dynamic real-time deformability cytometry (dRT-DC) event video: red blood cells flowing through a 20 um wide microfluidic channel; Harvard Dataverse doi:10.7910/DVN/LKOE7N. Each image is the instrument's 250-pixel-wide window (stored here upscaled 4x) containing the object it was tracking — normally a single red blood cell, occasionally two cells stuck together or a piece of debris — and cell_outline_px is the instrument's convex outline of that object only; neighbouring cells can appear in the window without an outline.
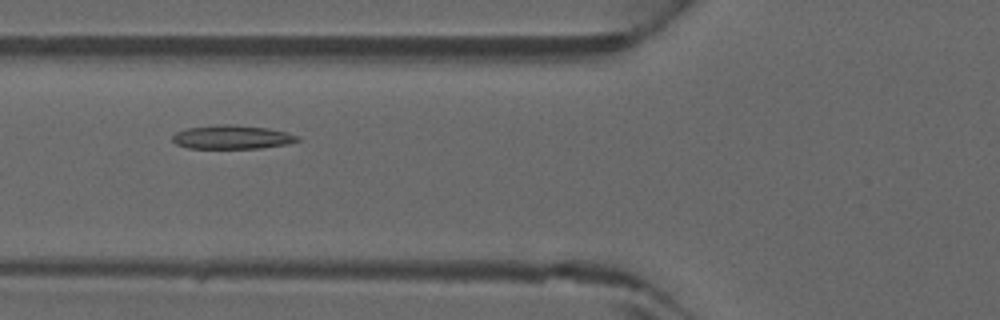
{"species": "common noctule bat (a hibernating species)", "species_latin": "Nyctalus noctula", "temperature_condition": "warm", "stored_images_in_passage": 44, "camera_frame_rate_fps": 3000, "um_per_image_px": 0.085, "animal": {"sex": "male", "forearm_length_mm": 52.5}, "frame": {"image": 1, "passage_image": 16, "time_ms": 5.0, "image_size_px": [1000, 320], "cell_outline_px": [[300, 140], [288, 144], [260, 148], [188, 148], [176, 144], [172, 140], [172, 136], [176, 132], [188, 128], [220, 124], [228, 124], [268, 128], [288, 132], [300, 136]], "centroid_in_image_um": [19.75, 11.65], "position_along_channel_um": 106.0, "area_um2": 17.34}}
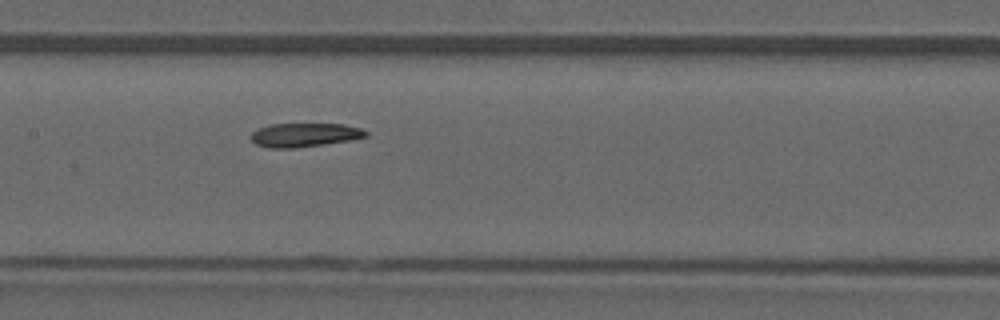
{"frame": {"image": 2, "passage_image": 21, "time_ms": 6.667, "image_size_px": [1000, 320], "cell_outline_px": [[368, 136], [348, 140], [324, 144], [292, 148], [268, 148], [256, 144], [252, 140], [252, 132], [268, 124], [344, 124], [360, 128], [368, 132]], "centroid_in_image_um": [25.88, 11.46], "position_along_channel_um": 181.5, "area_um2": 15.78}}
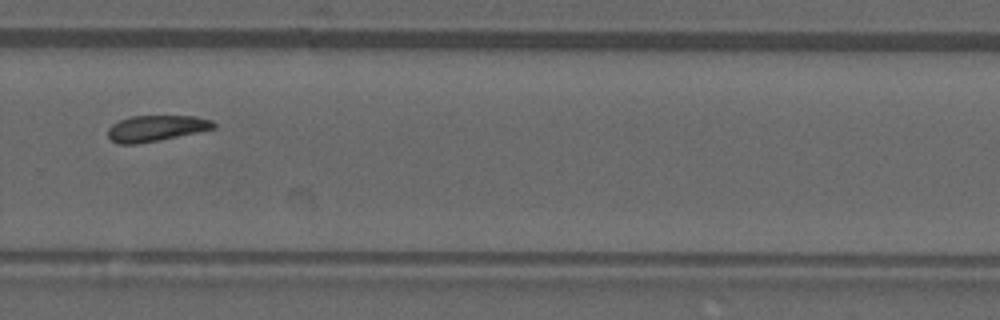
{"frame": {"image": 3, "passage_image": 30, "time_ms": 9.667, "image_size_px": [1000, 320], "cell_outline_px": [[216, 128], [136, 144], [116, 144], [108, 136], [108, 128], [112, 124], [120, 120], [132, 116], [196, 116], [212, 120], [216, 124]], "centroid_in_image_um": [13.25, 10.89], "position_along_channel_um": 316.5, "area_um2": 15.78}}